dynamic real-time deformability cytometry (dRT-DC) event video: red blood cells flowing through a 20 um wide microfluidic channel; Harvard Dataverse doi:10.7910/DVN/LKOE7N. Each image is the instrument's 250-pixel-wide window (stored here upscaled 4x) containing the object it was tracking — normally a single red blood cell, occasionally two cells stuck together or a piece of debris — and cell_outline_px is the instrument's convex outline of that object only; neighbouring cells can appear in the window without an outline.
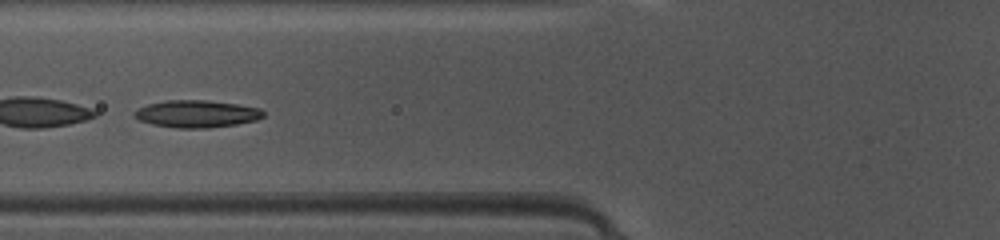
{"species": "common noctule bat (a hibernating species)", "species_latin": "Nyctalus noctula", "temperature_condition": "warm", "stored_images_in_passage": 35, "camera_frame_rate_fps": 3000, "um_per_image_px": 0.085, "animal": {"sex": "female", "body_mass_g": 10.0, "forearm_length_mm": 53.1}, "frame": {"image": 1, "passage_image": 7, "time_ms": 2.0, "image_size_px": [1000, 240], "cell_outline_px": [[264, 116], [256, 120], [236, 124], [208, 128], [176, 128], [152, 124], [140, 120], [132, 116], [132, 112], [136, 108], [148, 104], [164, 100], [208, 100], [236, 104], [260, 108], [264, 112]], "centroid_in_image_um": [16.67, 9.67], "position_along_channel_um": 109.1, "area_um2": 20.63}}
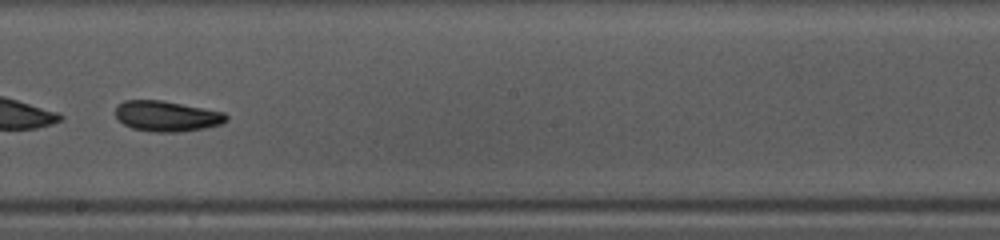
{"frame": {"image": 2, "passage_image": 16, "time_ms": 5.0, "image_size_px": [1000, 240], "cell_outline_px": [[228, 120], [220, 124], [204, 128], [180, 132], [152, 132], [132, 128], [124, 124], [116, 116], [116, 108], [124, 100], [160, 100], [224, 112], [228, 116]], "centroid_in_image_um": [14.18, 9.88], "position_along_channel_um": 234.0, "area_um2": 19.54}}
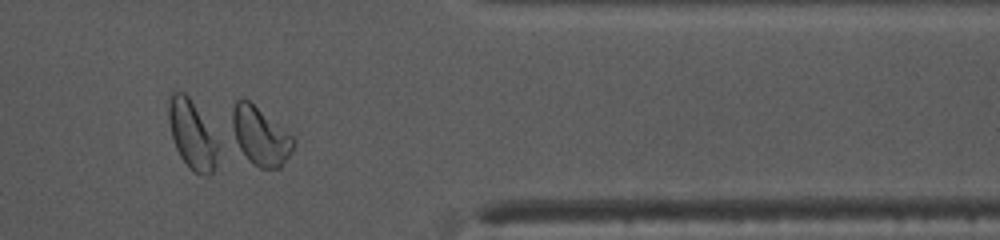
{"frame": {"image": 3, "passage_image": 28, "time_ms": 9.0, "image_size_px": [1000, 240], "cell_outline_px": [[296, 144], [280, 168], [260, 168], [252, 164], [248, 160], [240, 148], [236, 140], [232, 128], [232, 112], [236, 100], [248, 100], [288, 132], [296, 140]], "centroid_in_image_um": [22.14, 11.59], "position_along_channel_um": 389.3, "area_um2": 20.4}, "authors_computed_cell_mechanics": {"area_um2": 20.0566, "velocity_mm_per_s": 4.1516, "shape_relaxation_time_tau1_ms": 2.4605, "shape_relaxation_time_tau2_ms": 2.8968, "deformation_change_tau1": 0.1284, "deformation_change_tau2": 0.0839}}